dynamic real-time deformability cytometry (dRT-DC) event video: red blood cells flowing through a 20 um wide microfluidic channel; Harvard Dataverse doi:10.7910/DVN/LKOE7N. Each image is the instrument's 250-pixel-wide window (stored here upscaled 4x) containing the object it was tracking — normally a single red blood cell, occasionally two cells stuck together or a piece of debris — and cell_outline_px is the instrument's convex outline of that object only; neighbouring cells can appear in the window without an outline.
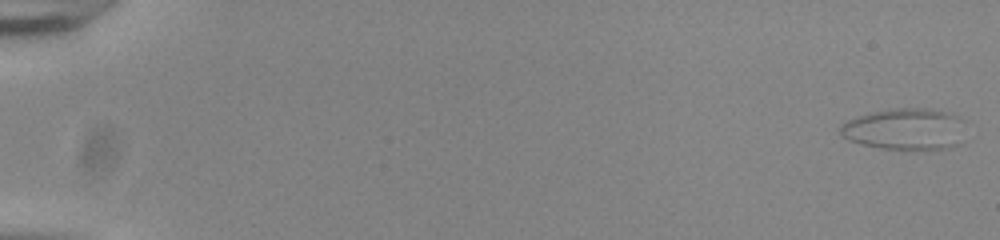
{"species": "common noctule bat (a hibernating species)", "species_latin": "Nyctalus noctula", "temperature_condition": "room temperature", "stored_images_in_passage": 56, "camera_frame_rate_fps": 3000, "um_per_image_px": 0.085, "animal": {"sex": "male", "body_mass_g": 20.0, "forearm_length_mm": 53.3}, "frame": {"image": 1, "passage_image": 1, "time_ms": 0.0, "image_size_px": [1000, 240], "cell_outline_px": [[964, 120], [956, 144], [952, 148], [880, 148], [848, 140], [840, 132], [840, 124], [856, 116], [872, 112], [896, 108], [924, 108], [948, 112], [960, 116]], "centroid_in_image_um": [76.89, 10.94], "position_along_channel_um": 8.1, "area_um2": 29.65}}
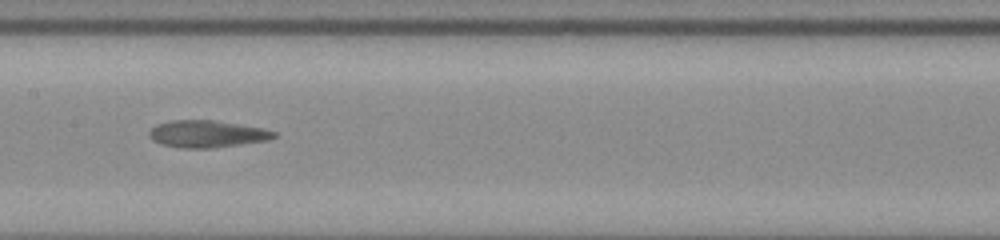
{"frame": {"image": 2, "passage_image": 30, "time_ms": 9.667, "image_size_px": [1000, 240], "cell_outline_px": [[276, 136], [268, 140], [212, 148], [180, 148], [160, 144], [152, 140], [148, 136], [148, 132], [156, 124], [172, 120], [212, 120], [264, 128], [276, 132]], "centroid_in_image_um": [17.56, 11.38], "position_along_channel_um": 189.8, "area_um2": 19.71}}
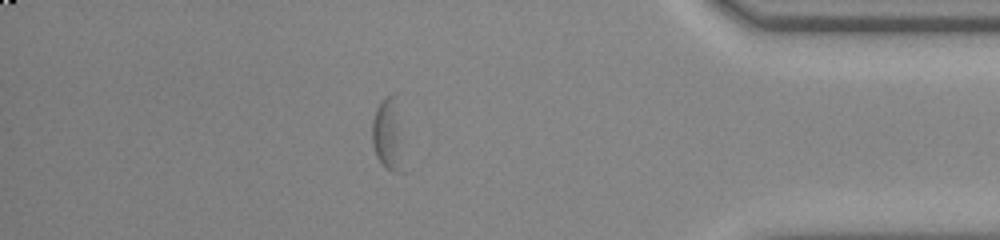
{"frame": {"image": 3, "passage_image": 49, "time_ms": 16.0, "image_size_px": [1000, 240], "cell_outline_px": [[404, 172], [396, 172], [388, 168], [376, 156], [372, 144], [372, 120], [376, 108], [380, 100], [384, 96], [392, 92], [396, 92]], "centroid_in_image_um": [32.97, 11.34], "position_along_channel_um": 402.2, "area_um2": 13.29}}